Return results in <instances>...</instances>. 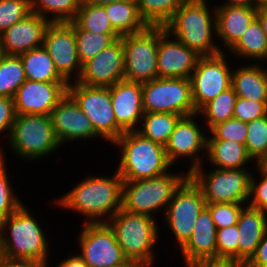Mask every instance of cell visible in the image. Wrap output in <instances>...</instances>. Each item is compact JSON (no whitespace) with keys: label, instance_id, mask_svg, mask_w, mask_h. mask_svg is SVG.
Masks as SVG:
<instances>
[{"label":"cell","instance_id":"58","mask_svg":"<svg viewBox=\"0 0 267 267\" xmlns=\"http://www.w3.org/2000/svg\"><path fill=\"white\" fill-rule=\"evenodd\" d=\"M3 260V250H2V242H1V233H0V265Z\"/></svg>","mask_w":267,"mask_h":267},{"label":"cell","instance_id":"50","mask_svg":"<svg viewBox=\"0 0 267 267\" xmlns=\"http://www.w3.org/2000/svg\"><path fill=\"white\" fill-rule=\"evenodd\" d=\"M57 265L58 267H89L78 253L72 254L67 258L60 260Z\"/></svg>","mask_w":267,"mask_h":267},{"label":"cell","instance_id":"42","mask_svg":"<svg viewBox=\"0 0 267 267\" xmlns=\"http://www.w3.org/2000/svg\"><path fill=\"white\" fill-rule=\"evenodd\" d=\"M247 204L236 203H207L206 207L210 210L216 229L236 225L241 210Z\"/></svg>","mask_w":267,"mask_h":267},{"label":"cell","instance_id":"12","mask_svg":"<svg viewBox=\"0 0 267 267\" xmlns=\"http://www.w3.org/2000/svg\"><path fill=\"white\" fill-rule=\"evenodd\" d=\"M206 204L201 189L190 177L175 191L162 216L179 249L190 238L195 222Z\"/></svg>","mask_w":267,"mask_h":267},{"label":"cell","instance_id":"27","mask_svg":"<svg viewBox=\"0 0 267 267\" xmlns=\"http://www.w3.org/2000/svg\"><path fill=\"white\" fill-rule=\"evenodd\" d=\"M205 160L218 169H250L251 162L256 165L245 145L232 140H207Z\"/></svg>","mask_w":267,"mask_h":267},{"label":"cell","instance_id":"41","mask_svg":"<svg viewBox=\"0 0 267 267\" xmlns=\"http://www.w3.org/2000/svg\"><path fill=\"white\" fill-rule=\"evenodd\" d=\"M247 132L246 122L231 118L214 125L208 131L207 140H232L244 145Z\"/></svg>","mask_w":267,"mask_h":267},{"label":"cell","instance_id":"14","mask_svg":"<svg viewBox=\"0 0 267 267\" xmlns=\"http://www.w3.org/2000/svg\"><path fill=\"white\" fill-rule=\"evenodd\" d=\"M79 256L89 267H113L127 260L108 223H83Z\"/></svg>","mask_w":267,"mask_h":267},{"label":"cell","instance_id":"32","mask_svg":"<svg viewBox=\"0 0 267 267\" xmlns=\"http://www.w3.org/2000/svg\"><path fill=\"white\" fill-rule=\"evenodd\" d=\"M237 99L233 87L226 89L213 100L206 103L197 114L202 119L207 131L214 125L233 118L234 106ZM201 115V116H200Z\"/></svg>","mask_w":267,"mask_h":267},{"label":"cell","instance_id":"54","mask_svg":"<svg viewBox=\"0 0 267 267\" xmlns=\"http://www.w3.org/2000/svg\"><path fill=\"white\" fill-rule=\"evenodd\" d=\"M113 267H144L141 263L127 259L125 262Z\"/></svg>","mask_w":267,"mask_h":267},{"label":"cell","instance_id":"37","mask_svg":"<svg viewBox=\"0 0 267 267\" xmlns=\"http://www.w3.org/2000/svg\"><path fill=\"white\" fill-rule=\"evenodd\" d=\"M75 36L78 57L82 65L121 37L119 34H103L86 30H75Z\"/></svg>","mask_w":267,"mask_h":267},{"label":"cell","instance_id":"48","mask_svg":"<svg viewBox=\"0 0 267 267\" xmlns=\"http://www.w3.org/2000/svg\"><path fill=\"white\" fill-rule=\"evenodd\" d=\"M190 267H244V263L234 259H205Z\"/></svg>","mask_w":267,"mask_h":267},{"label":"cell","instance_id":"24","mask_svg":"<svg viewBox=\"0 0 267 267\" xmlns=\"http://www.w3.org/2000/svg\"><path fill=\"white\" fill-rule=\"evenodd\" d=\"M217 38L228 52L244 35L245 30L256 18L257 8L216 4ZM227 49V51H225Z\"/></svg>","mask_w":267,"mask_h":267},{"label":"cell","instance_id":"31","mask_svg":"<svg viewBox=\"0 0 267 267\" xmlns=\"http://www.w3.org/2000/svg\"><path fill=\"white\" fill-rule=\"evenodd\" d=\"M181 117L173 113H144L137 132L144 138L165 146Z\"/></svg>","mask_w":267,"mask_h":267},{"label":"cell","instance_id":"3","mask_svg":"<svg viewBox=\"0 0 267 267\" xmlns=\"http://www.w3.org/2000/svg\"><path fill=\"white\" fill-rule=\"evenodd\" d=\"M30 213V209L23 203L0 222L3 257L47 263L51 249L49 237L44 233L40 220Z\"/></svg>","mask_w":267,"mask_h":267},{"label":"cell","instance_id":"34","mask_svg":"<svg viewBox=\"0 0 267 267\" xmlns=\"http://www.w3.org/2000/svg\"><path fill=\"white\" fill-rule=\"evenodd\" d=\"M80 3L81 0H31V11L50 23L72 22Z\"/></svg>","mask_w":267,"mask_h":267},{"label":"cell","instance_id":"11","mask_svg":"<svg viewBox=\"0 0 267 267\" xmlns=\"http://www.w3.org/2000/svg\"><path fill=\"white\" fill-rule=\"evenodd\" d=\"M159 26H147L144 30L122 36L124 46V80L145 83L157 74Z\"/></svg>","mask_w":267,"mask_h":267},{"label":"cell","instance_id":"56","mask_svg":"<svg viewBox=\"0 0 267 267\" xmlns=\"http://www.w3.org/2000/svg\"><path fill=\"white\" fill-rule=\"evenodd\" d=\"M267 5V0H254V7L259 8L261 6Z\"/></svg>","mask_w":267,"mask_h":267},{"label":"cell","instance_id":"57","mask_svg":"<svg viewBox=\"0 0 267 267\" xmlns=\"http://www.w3.org/2000/svg\"><path fill=\"white\" fill-rule=\"evenodd\" d=\"M3 148H5V147H3V146L0 145V163H1L3 160L6 161V158H7V157H5V156H6V154H5L6 152L4 151Z\"/></svg>","mask_w":267,"mask_h":267},{"label":"cell","instance_id":"6","mask_svg":"<svg viewBox=\"0 0 267 267\" xmlns=\"http://www.w3.org/2000/svg\"><path fill=\"white\" fill-rule=\"evenodd\" d=\"M188 177L189 173L186 171L183 173L170 170L155 178L123 181L122 209L156 219V213L162 211L164 215L175 191Z\"/></svg>","mask_w":267,"mask_h":267},{"label":"cell","instance_id":"51","mask_svg":"<svg viewBox=\"0 0 267 267\" xmlns=\"http://www.w3.org/2000/svg\"><path fill=\"white\" fill-rule=\"evenodd\" d=\"M256 18L259 20L263 32L267 36V5L257 8Z\"/></svg>","mask_w":267,"mask_h":267},{"label":"cell","instance_id":"26","mask_svg":"<svg viewBox=\"0 0 267 267\" xmlns=\"http://www.w3.org/2000/svg\"><path fill=\"white\" fill-rule=\"evenodd\" d=\"M244 63L232 69L231 86L237 97L267 102V67L257 62Z\"/></svg>","mask_w":267,"mask_h":267},{"label":"cell","instance_id":"35","mask_svg":"<svg viewBox=\"0 0 267 267\" xmlns=\"http://www.w3.org/2000/svg\"><path fill=\"white\" fill-rule=\"evenodd\" d=\"M184 0H136L140 17L148 26H164Z\"/></svg>","mask_w":267,"mask_h":267},{"label":"cell","instance_id":"28","mask_svg":"<svg viewBox=\"0 0 267 267\" xmlns=\"http://www.w3.org/2000/svg\"><path fill=\"white\" fill-rule=\"evenodd\" d=\"M228 53L232 54V58L236 56L243 60L249 59L253 60V63L267 62V36L257 18L250 23L244 35Z\"/></svg>","mask_w":267,"mask_h":267},{"label":"cell","instance_id":"10","mask_svg":"<svg viewBox=\"0 0 267 267\" xmlns=\"http://www.w3.org/2000/svg\"><path fill=\"white\" fill-rule=\"evenodd\" d=\"M144 113L197 114L188 78H155L142 83Z\"/></svg>","mask_w":267,"mask_h":267},{"label":"cell","instance_id":"22","mask_svg":"<svg viewBox=\"0 0 267 267\" xmlns=\"http://www.w3.org/2000/svg\"><path fill=\"white\" fill-rule=\"evenodd\" d=\"M50 22L36 13L13 24L0 34L5 55L19 56L43 45L44 33Z\"/></svg>","mask_w":267,"mask_h":267},{"label":"cell","instance_id":"44","mask_svg":"<svg viewBox=\"0 0 267 267\" xmlns=\"http://www.w3.org/2000/svg\"><path fill=\"white\" fill-rule=\"evenodd\" d=\"M253 167L256 174H254L255 171L253 170L250 180V194L247 205L255 209H259L260 211L267 212V175L257 165Z\"/></svg>","mask_w":267,"mask_h":267},{"label":"cell","instance_id":"8","mask_svg":"<svg viewBox=\"0 0 267 267\" xmlns=\"http://www.w3.org/2000/svg\"><path fill=\"white\" fill-rule=\"evenodd\" d=\"M203 165L189 172V177L201 189L206 203H248L251 172L254 168L251 171L212 167L207 171Z\"/></svg>","mask_w":267,"mask_h":267},{"label":"cell","instance_id":"55","mask_svg":"<svg viewBox=\"0 0 267 267\" xmlns=\"http://www.w3.org/2000/svg\"><path fill=\"white\" fill-rule=\"evenodd\" d=\"M267 175V155L256 164Z\"/></svg>","mask_w":267,"mask_h":267},{"label":"cell","instance_id":"2","mask_svg":"<svg viewBox=\"0 0 267 267\" xmlns=\"http://www.w3.org/2000/svg\"><path fill=\"white\" fill-rule=\"evenodd\" d=\"M208 4L207 0H184L164 25L172 37L200 56L223 52V48L217 43L215 6L212 8Z\"/></svg>","mask_w":267,"mask_h":267},{"label":"cell","instance_id":"59","mask_svg":"<svg viewBox=\"0 0 267 267\" xmlns=\"http://www.w3.org/2000/svg\"><path fill=\"white\" fill-rule=\"evenodd\" d=\"M5 56L2 44H1V39H0V61L3 59V57Z\"/></svg>","mask_w":267,"mask_h":267},{"label":"cell","instance_id":"23","mask_svg":"<svg viewBox=\"0 0 267 267\" xmlns=\"http://www.w3.org/2000/svg\"><path fill=\"white\" fill-rule=\"evenodd\" d=\"M216 233L211 212L205 207L195 222L190 238L178 249L186 267L201 260L217 259Z\"/></svg>","mask_w":267,"mask_h":267},{"label":"cell","instance_id":"15","mask_svg":"<svg viewBox=\"0 0 267 267\" xmlns=\"http://www.w3.org/2000/svg\"><path fill=\"white\" fill-rule=\"evenodd\" d=\"M198 117V114L181 117L165 145L167 158L173 166L186 157L189 159L188 173L202 165L206 157L208 131L204 124L199 125Z\"/></svg>","mask_w":267,"mask_h":267},{"label":"cell","instance_id":"47","mask_svg":"<svg viewBox=\"0 0 267 267\" xmlns=\"http://www.w3.org/2000/svg\"><path fill=\"white\" fill-rule=\"evenodd\" d=\"M244 267H267V228L255 253L244 264Z\"/></svg>","mask_w":267,"mask_h":267},{"label":"cell","instance_id":"7","mask_svg":"<svg viewBox=\"0 0 267 267\" xmlns=\"http://www.w3.org/2000/svg\"><path fill=\"white\" fill-rule=\"evenodd\" d=\"M6 142L12 155L25 162L42 160L61 148L51 117L43 114H17Z\"/></svg>","mask_w":267,"mask_h":267},{"label":"cell","instance_id":"39","mask_svg":"<svg viewBox=\"0 0 267 267\" xmlns=\"http://www.w3.org/2000/svg\"><path fill=\"white\" fill-rule=\"evenodd\" d=\"M7 161L0 163V222L14 213L23 203L22 199L16 195L7 168Z\"/></svg>","mask_w":267,"mask_h":267},{"label":"cell","instance_id":"25","mask_svg":"<svg viewBox=\"0 0 267 267\" xmlns=\"http://www.w3.org/2000/svg\"><path fill=\"white\" fill-rule=\"evenodd\" d=\"M238 261L246 263L255 253L267 228V212L246 205L238 222Z\"/></svg>","mask_w":267,"mask_h":267},{"label":"cell","instance_id":"30","mask_svg":"<svg viewBox=\"0 0 267 267\" xmlns=\"http://www.w3.org/2000/svg\"><path fill=\"white\" fill-rule=\"evenodd\" d=\"M25 77L38 82H67L56 70L52 58L43 46L19 55Z\"/></svg>","mask_w":267,"mask_h":267},{"label":"cell","instance_id":"46","mask_svg":"<svg viewBox=\"0 0 267 267\" xmlns=\"http://www.w3.org/2000/svg\"><path fill=\"white\" fill-rule=\"evenodd\" d=\"M16 115L13 98L0 96V136L5 133L3 138H9Z\"/></svg>","mask_w":267,"mask_h":267},{"label":"cell","instance_id":"20","mask_svg":"<svg viewBox=\"0 0 267 267\" xmlns=\"http://www.w3.org/2000/svg\"><path fill=\"white\" fill-rule=\"evenodd\" d=\"M68 82H38L26 79L13 97L16 114H43L52 110L67 94Z\"/></svg>","mask_w":267,"mask_h":267},{"label":"cell","instance_id":"40","mask_svg":"<svg viewBox=\"0 0 267 267\" xmlns=\"http://www.w3.org/2000/svg\"><path fill=\"white\" fill-rule=\"evenodd\" d=\"M30 13L31 0H0V34Z\"/></svg>","mask_w":267,"mask_h":267},{"label":"cell","instance_id":"5","mask_svg":"<svg viewBox=\"0 0 267 267\" xmlns=\"http://www.w3.org/2000/svg\"><path fill=\"white\" fill-rule=\"evenodd\" d=\"M107 223L127 259L137 261L144 267L153 266L156 262L154 246L160 239L161 228L157 219L120 208Z\"/></svg>","mask_w":267,"mask_h":267},{"label":"cell","instance_id":"29","mask_svg":"<svg viewBox=\"0 0 267 267\" xmlns=\"http://www.w3.org/2000/svg\"><path fill=\"white\" fill-rule=\"evenodd\" d=\"M104 7L113 29L120 36L140 32L148 26L140 17L136 0L113 2Z\"/></svg>","mask_w":267,"mask_h":267},{"label":"cell","instance_id":"4","mask_svg":"<svg viewBox=\"0 0 267 267\" xmlns=\"http://www.w3.org/2000/svg\"><path fill=\"white\" fill-rule=\"evenodd\" d=\"M113 146L120 150L116 171L123 181L159 177L174 167L167 158L165 146L144 138L137 131L124 132Z\"/></svg>","mask_w":267,"mask_h":267},{"label":"cell","instance_id":"45","mask_svg":"<svg viewBox=\"0 0 267 267\" xmlns=\"http://www.w3.org/2000/svg\"><path fill=\"white\" fill-rule=\"evenodd\" d=\"M267 115V102H258L237 97L233 118L243 122H250Z\"/></svg>","mask_w":267,"mask_h":267},{"label":"cell","instance_id":"52","mask_svg":"<svg viewBox=\"0 0 267 267\" xmlns=\"http://www.w3.org/2000/svg\"><path fill=\"white\" fill-rule=\"evenodd\" d=\"M221 4L254 7V0H225Z\"/></svg>","mask_w":267,"mask_h":267},{"label":"cell","instance_id":"19","mask_svg":"<svg viewBox=\"0 0 267 267\" xmlns=\"http://www.w3.org/2000/svg\"><path fill=\"white\" fill-rule=\"evenodd\" d=\"M52 126L61 146L84 139H99L88 117L67 93L51 112ZM82 139V140H81Z\"/></svg>","mask_w":267,"mask_h":267},{"label":"cell","instance_id":"1","mask_svg":"<svg viewBox=\"0 0 267 267\" xmlns=\"http://www.w3.org/2000/svg\"><path fill=\"white\" fill-rule=\"evenodd\" d=\"M114 172L110 177L91 174L82 178L52 204L80 214L84 223H107L122 208L123 178Z\"/></svg>","mask_w":267,"mask_h":267},{"label":"cell","instance_id":"13","mask_svg":"<svg viewBox=\"0 0 267 267\" xmlns=\"http://www.w3.org/2000/svg\"><path fill=\"white\" fill-rule=\"evenodd\" d=\"M228 57L227 53L221 52L199 58L190 77L192 100L196 112L231 87L233 66H229L232 64L228 62Z\"/></svg>","mask_w":267,"mask_h":267},{"label":"cell","instance_id":"53","mask_svg":"<svg viewBox=\"0 0 267 267\" xmlns=\"http://www.w3.org/2000/svg\"><path fill=\"white\" fill-rule=\"evenodd\" d=\"M81 1L87 4L105 6L113 2H122V1H127V0H81Z\"/></svg>","mask_w":267,"mask_h":267},{"label":"cell","instance_id":"43","mask_svg":"<svg viewBox=\"0 0 267 267\" xmlns=\"http://www.w3.org/2000/svg\"><path fill=\"white\" fill-rule=\"evenodd\" d=\"M238 240L239 232L237 224L223 229H217V259L238 260Z\"/></svg>","mask_w":267,"mask_h":267},{"label":"cell","instance_id":"21","mask_svg":"<svg viewBox=\"0 0 267 267\" xmlns=\"http://www.w3.org/2000/svg\"><path fill=\"white\" fill-rule=\"evenodd\" d=\"M117 125L124 131H137L144 115L142 83L121 80L109 86Z\"/></svg>","mask_w":267,"mask_h":267},{"label":"cell","instance_id":"33","mask_svg":"<svg viewBox=\"0 0 267 267\" xmlns=\"http://www.w3.org/2000/svg\"><path fill=\"white\" fill-rule=\"evenodd\" d=\"M74 30H86L103 34H118L112 27L104 6L81 1L78 13L71 22Z\"/></svg>","mask_w":267,"mask_h":267},{"label":"cell","instance_id":"16","mask_svg":"<svg viewBox=\"0 0 267 267\" xmlns=\"http://www.w3.org/2000/svg\"><path fill=\"white\" fill-rule=\"evenodd\" d=\"M42 46L52 58L58 73L68 83L77 81L82 64L78 57L74 25L71 22L50 23Z\"/></svg>","mask_w":267,"mask_h":267},{"label":"cell","instance_id":"9","mask_svg":"<svg viewBox=\"0 0 267 267\" xmlns=\"http://www.w3.org/2000/svg\"><path fill=\"white\" fill-rule=\"evenodd\" d=\"M67 93L92 123L100 139L113 144L124 131L117 125L109 87L70 82Z\"/></svg>","mask_w":267,"mask_h":267},{"label":"cell","instance_id":"38","mask_svg":"<svg viewBox=\"0 0 267 267\" xmlns=\"http://www.w3.org/2000/svg\"><path fill=\"white\" fill-rule=\"evenodd\" d=\"M245 148L257 164L267 155V115L247 123Z\"/></svg>","mask_w":267,"mask_h":267},{"label":"cell","instance_id":"18","mask_svg":"<svg viewBox=\"0 0 267 267\" xmlns=\"http://www.w3.org/2000/svg\"><path fill=\"white\" fill-rule=\"evenodd\" d=\"M201 56L172 37L159 26V41L157 51L158 78H188Z\"/></svg>","mask_w":267,"mask_h":267},{"label":"cell","instance_id":"49","mask_svg":"<svg viewBox=\"0 0 267 267\" xmlns=\"http://www.w3.org/2000/svg\"><path fill=\"white\" fill-rule=\"evenodd\" d=\"M0 267H49V263L31 259H11L3 257Z\"/></svg>","mask_w":267,"mask_h":267},{"label":"cell","instance_id":"17","mask_svg":"<svg viewBox=\"0 0 267 267\" xmlns=\"http://www.w3.org/2000/svg\"><path fill=\"white\" fill-rule=\"evenodd\" d=\"M124 46L122 36L82 65L77 83L109 87L124 80Z\"/></svg>","mask_w":267,"mask_h":267},{"label":"cell","instance_id":"36","mask_svg":"<svg viewBox=\"0 0 267 267\" xmlns=\"http://www.w3.org/2000/svg\"><path fill=\"white\" fill-rule=\"evenodd\" d=\"M26 81L20 56L5 55L0 61V96L13 98Z\"/></svg>","mask_w":267,"mask_h":267}]
</instances>
